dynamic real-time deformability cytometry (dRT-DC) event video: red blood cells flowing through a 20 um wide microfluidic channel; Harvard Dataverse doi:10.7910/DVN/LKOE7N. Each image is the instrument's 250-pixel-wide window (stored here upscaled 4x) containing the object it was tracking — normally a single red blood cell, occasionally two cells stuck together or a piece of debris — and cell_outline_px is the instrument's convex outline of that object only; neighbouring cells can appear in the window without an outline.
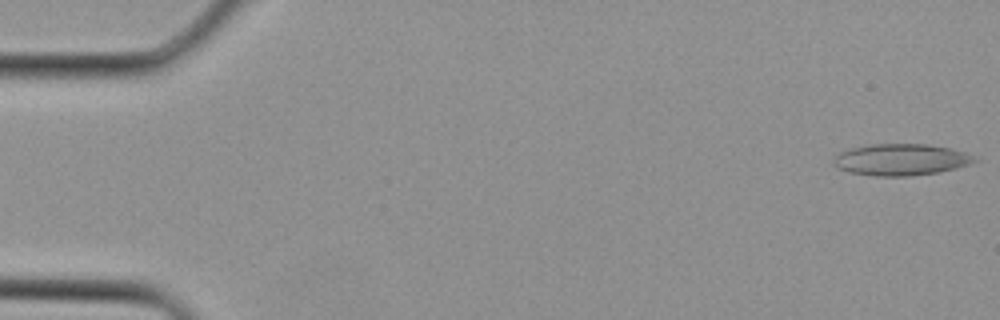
{"species": "Egyptian fruit bat (a non-hibernating species)", "species_latin": "Rousettus aegyptiacus", "temperature_condition": "cold", "stored_images_in_passage": 4, "camera_frame_rate_fps": 3000, "um_per_image_px": 0.085, "animal": {"sex": "female"}, "frame": {"image": 1, "passage_image": 1, "time_ms": 0.0, "image_size_px": [1000, 320], "cell_outline_px": [[980, 160], [972, 164], [956, 168], [936, 172], [908, 176], [872, 176], [848, 172], [832, 164], [832, 160], [840, 152], [852, 148], [872, 144], [928, 144], [948, 148], [964, 152]], "centroid_in_image_um": [76.57, 13.57], "position_along_channel_um": 8.4, "area_um2": 25.84}}
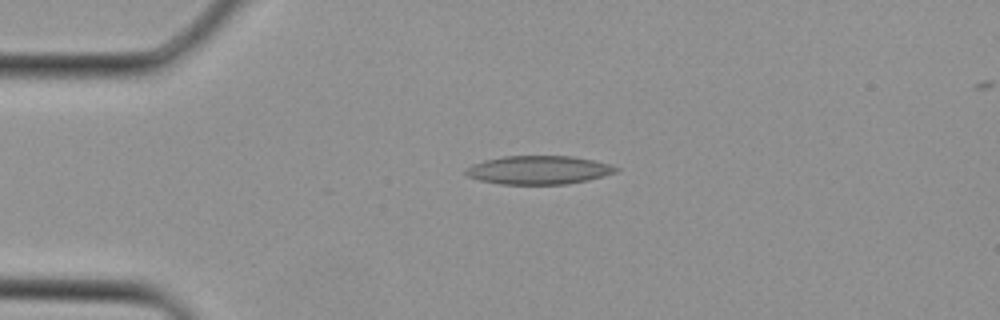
{"frame": {"image": 2, "passage_image": 3, "time_ms": 0.667, "image_size_px": [1000, 320], "cell_outline_px": [[620, 168], [616, 172], [604, 176], [588, 180], [568, 184], [500, 184], [480, 180], [468, 176], [464, 172], [472, 164], [484, 160], [504, 156], [572, 156], [592, 160], [608, 164]], "centroid_in_image_um": [45.79, 14.45], "position_along_channel_um": 39.2, "area_um2": 24.85}}